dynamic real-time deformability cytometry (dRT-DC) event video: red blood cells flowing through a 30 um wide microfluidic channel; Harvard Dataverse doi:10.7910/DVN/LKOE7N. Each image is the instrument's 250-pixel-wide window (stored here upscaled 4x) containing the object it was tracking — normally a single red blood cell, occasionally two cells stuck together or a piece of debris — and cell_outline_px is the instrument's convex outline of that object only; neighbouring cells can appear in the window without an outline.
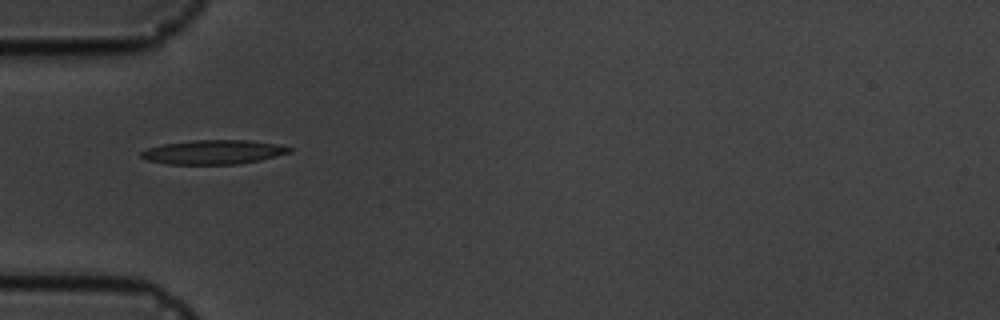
{"species": "common noctule bat (a hibernating species)", "species_latin": "Nyctalus noctula", "temperature_condition": "cold", "stored_images_in_passage": 1, "camera_frame_rate_fps": 3000, "um_per_image_px": 0.085, "animal": {"sex": "male", "body_mass_g": 19.5, "forearm_length_mm": 54.6}, "frame": {"image": 1, "passage_image": 1, "time_ms": 0.0, "image_size_px": [1000, 320], "cell_outline_px": [[292, 152], [260, 160], [236, 164], [168, 164], [148, 160], [140, 156], [140, 152], [148, 148], [164, 144], [192, 140], [248, 140], [276, 144], [292, 148]], "centroid_in_image_um": [18.14, 12.92], "position_along_channel_um": 66.9, "area_um2": 20.75}}